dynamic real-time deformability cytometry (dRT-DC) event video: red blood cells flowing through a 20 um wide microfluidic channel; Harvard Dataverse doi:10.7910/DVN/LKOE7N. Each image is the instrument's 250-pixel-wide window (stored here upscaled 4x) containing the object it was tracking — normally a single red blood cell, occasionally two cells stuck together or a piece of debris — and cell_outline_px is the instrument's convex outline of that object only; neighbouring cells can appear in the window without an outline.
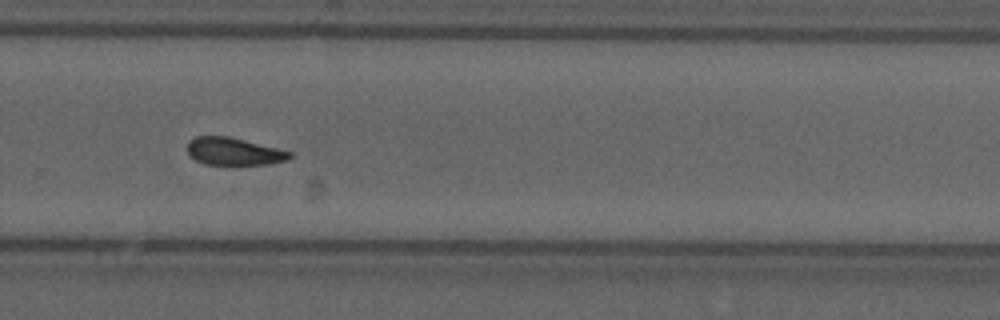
{"species": "common noctule bat (a hibernating species)", "species_latin": "Nyctalus noctula", "temperature_condition": "cold", "stored_images_in_passage": 42, "camera_frame_rate_fps": 3000, "um_per_image_px": 0.085, "animal": {"sex": "male", "forearm_length_mm": 52.5}, "frame": {"image": 1, "passage_image": 24, "time_ms": 7.667, "image_size_px": [1000, 320], "cell_outline_px": [[292, 156], [288, 160], [268, 164], [204, 164], [188, 156], [188, 140], [196, 136], [228, 136], [292, 152]], "centroid_in_image_um": [19.84, 12.87], "position_along_channel_um": 310.0, "area_um2": 16.3}, "authors_computed_cell_mechanics": {"area_um2": 17.629, "velocity_mm_per_s": 3.69, "shape_relaxation_time_tau1_ms": 6.4783, "shape_relaxation_time_tau2_ms": 3.2872, "deformation_change_tau1": 0.1372, "deformation_change_tau2": 0.0764}}